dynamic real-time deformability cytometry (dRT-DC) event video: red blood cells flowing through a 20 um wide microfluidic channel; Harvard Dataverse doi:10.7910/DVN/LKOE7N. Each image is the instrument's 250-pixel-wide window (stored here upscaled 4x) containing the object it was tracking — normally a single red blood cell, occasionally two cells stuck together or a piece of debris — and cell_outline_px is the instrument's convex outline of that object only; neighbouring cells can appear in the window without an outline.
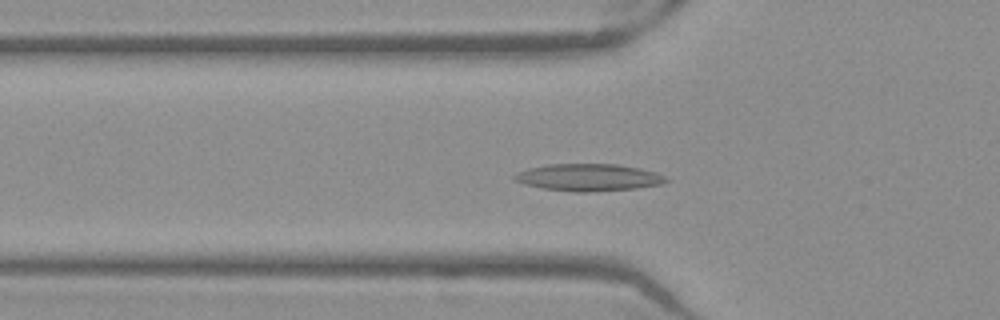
{"species": "Egyptian fruit bat (a non-hibernating species)", "species_latin": "Rousettus aegyptiacus", "temperature_condition": "warm", "stored_images_in_passage": 52, "camera_frame_rate_fps": 3000, "um_per_image_px": 0.085, "frame": {"image": 1, "passage_image": 18, "time_ms": 5.667, "image_size_px": [1000, 320], "cell_outline_px": [[672, 180], [664, 184], [636, 188], [588, 192], [576, 192], [544, 188], [524, 184], [516, 180], [512, 176], [516, 172], [528, 168], [548, 164], [616, 164], [640, 168], [656, 172]], "centroid_in_image_um": [50.06, 15.07], "position_along_channel_um": 75.7, "area_um2": 24.04}}
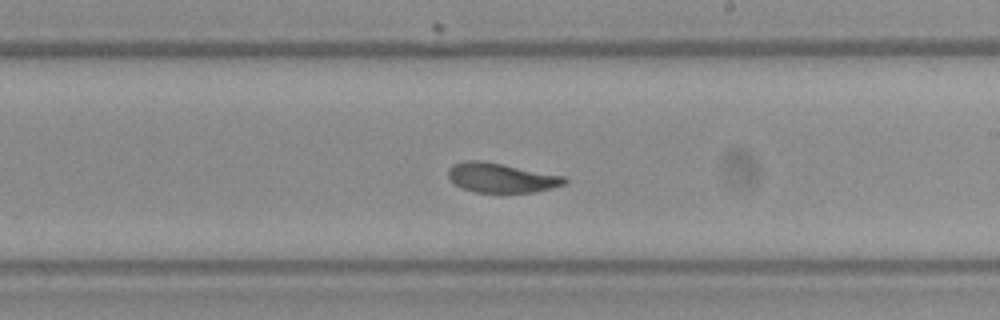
{"frame": {"image": 2, "passage_image": 31, "time_ms": 10.0, "image_size_px": [1000, 320], "cell_outline_px": [[568, 180], [564, 184], [552, 188], [536, 192], [476, 192], [464, 188], [456, 184], [448, 176], [448, 168], [452, 164], [464, 160], [484, 160], [568, 176]], "centroid_in_image_um": [42.65, 15.08], "position_along_channel_um": 246.3, "area_um2": 20.29}}
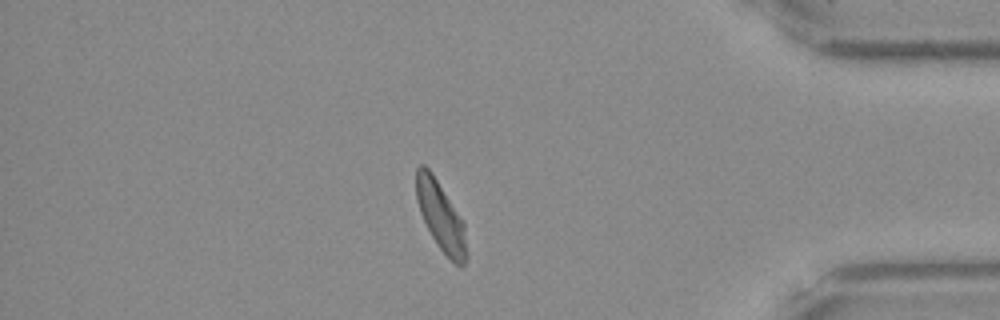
{"frame": {"image": 3, "passage_image": 45, "time_ms": 14.667, "image_size_px": [1000, 320], "cell_outline_px": [[468, 256], [464, 264], [456, 264], [440, 248], [432, 236], [420, 212], [416, 200], [416, 168], [420, 164], [424, 164], [432, 172], [464, 224], [468, 252]], "centroid_in_image_um": [37.46, 18.37], "position_along_channel_um": 397.7, "area_um2": 19.83}, "authors_computed_cell_mechanics": {"area_um2": 20.9525, "velocity_mm_per_s": 3.9252, "shape_relaxation_time_tau1_ms": 8.0954, "shape_relaxation_time_tau2_ms": 2.0352, "deformation_change_tau1": 0.2267, "deformation_change_tau2": 0.0814}}